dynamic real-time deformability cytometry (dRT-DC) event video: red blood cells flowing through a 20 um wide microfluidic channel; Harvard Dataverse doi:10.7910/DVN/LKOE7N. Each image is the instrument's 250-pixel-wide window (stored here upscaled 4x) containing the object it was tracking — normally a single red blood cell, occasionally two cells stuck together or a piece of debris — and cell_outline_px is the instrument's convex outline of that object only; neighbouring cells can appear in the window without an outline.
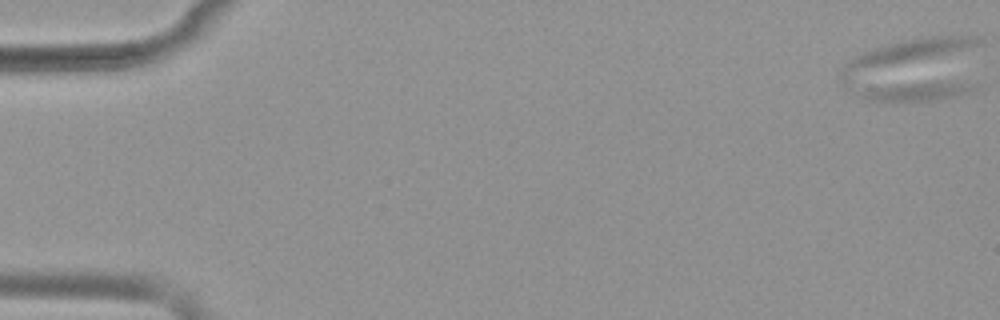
{"species": "common noctule bat (a hibernating species)", "species_latin": "Nyctalus noctula", "temperature_condition": "warm", "stored_images_in_passage": 56, "camera_frame_rate_fps": 3000, "um_per_image_px": 0.085, "animal": {"sex": "female", "body_mass_g": 19.9}, "frame": {"image": 1, "passage_image": 1, "time_ms": 0.0, "image_size_px": [1000, 320], "cell_outline_px": [[976, 88], [960, 96], [932, 100], [896, 104], [872, 100], [864, 96], [876, 88], [916, 84], [972, 84]], "centroid_in_image_um": [78.05, 7.88], "position_along_channel_um": 6.9, "area_um2": 11.04}}